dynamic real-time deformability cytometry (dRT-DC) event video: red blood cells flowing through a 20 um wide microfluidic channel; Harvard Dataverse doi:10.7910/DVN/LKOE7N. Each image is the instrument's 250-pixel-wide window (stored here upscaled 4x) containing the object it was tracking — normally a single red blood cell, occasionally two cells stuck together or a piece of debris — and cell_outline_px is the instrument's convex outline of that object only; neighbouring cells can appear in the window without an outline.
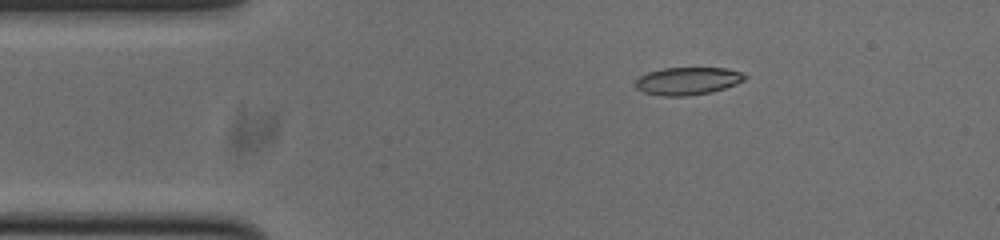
{"species": "common noctule bat (a hibernating species)", "species_latin": "Nyctalus noctula", "temperature_condition": "cold", "stored_images_in_passage": 45, "camera_frame_rate_fps": 3000, "um_per_image_px": 0.085, "animal": {"sex": "male", "body_mass_g": 20.0, "forearm_length_mm": 53.3}, "frame": {"image": 1, "passage_image": 1, "time_ms": 0.0, "image_size_px": [1000, 240], "cell_outline_px": [[748, 76], [744, 80], [736, 84], [712, 92], [688, 96], [664, 96], [644, 92], [636, 88], [636, 80], [640, 76], [648, 72], [664, 68], [728, 68], [740, 72]], "centroid_in_image_um": [58.47, 6.88], "position_along_channel_um": 26.5, "area_um2": 17.57}}
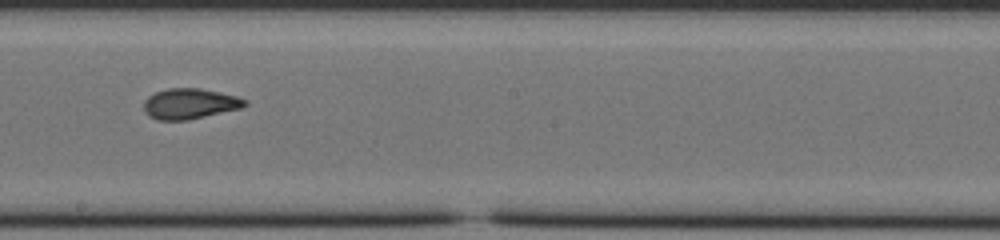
{"frame": {"image": 2, "passage_image": 21, "time_ms": 6.667, "image_size_px": [1000, 240], "cell_outline_px": [[248, 104], [240, 108], [188, 120], [156, 120], [148, 116], [144, 108], [144, 100], [148, 96], [156, 92], [168, 88], [200, 88], [240, 96], [248, 100]], "centroid_in_image_um": [16.15, 8.81], "position_along_channel_um": 232.1, "area_um2": 18.09}}
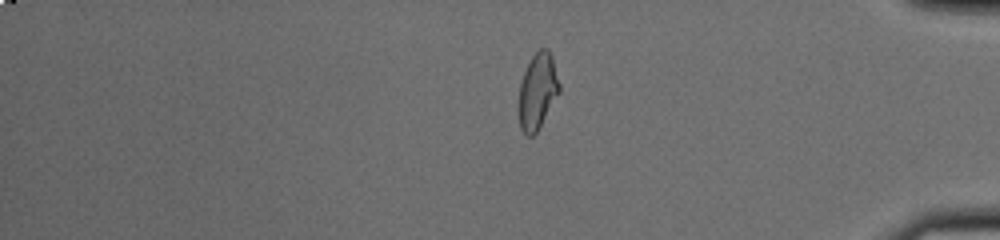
{"frame": {"image": 3, "passage_image": 36, "time_ms": 11.667, "image_size_px": [1000, 240], "cell_outline_px": [[560, 92], [536, 132], [532, 136], [528, 136], [520, 128], [520, 84], [524, 72], [532, 56], [540, 48], [548, 48], [552, 56], [560, 84]], "centroid_in_image_um": [45.72, 7.72], "position_along_channel_um": 389.5, "area_um2": 17.57}, "authors_computed_cell_mechanics": {"area_um2": 18.207, "velocity_mm_per_s": 3.7809, "shape_relaxation_time_tau1_ms": 7.7995, "shape_relaxation_time_tau2_ms": 2.0125, "deformation_change_tau1": 0.1976, "deformation_change_tau2": 0.0875}}